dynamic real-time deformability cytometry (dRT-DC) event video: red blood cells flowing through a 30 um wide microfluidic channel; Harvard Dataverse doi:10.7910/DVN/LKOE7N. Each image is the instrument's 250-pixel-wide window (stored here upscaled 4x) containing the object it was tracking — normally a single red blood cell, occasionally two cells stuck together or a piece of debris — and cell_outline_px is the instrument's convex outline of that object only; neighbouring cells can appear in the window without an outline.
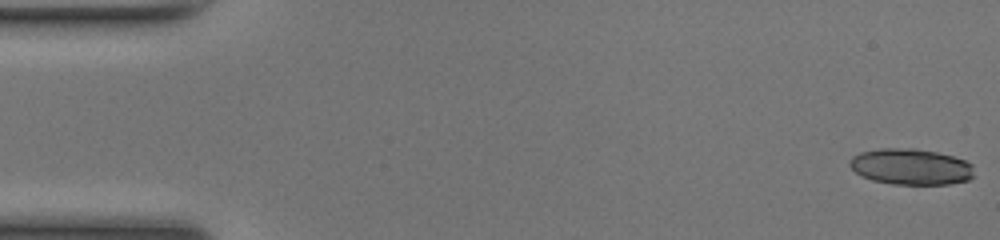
{"species": "common noctule bat (a hibernating species)", "species_latin": "Nyctalus noctula", "temperature_condition": "room temperature", "stored_images_in_passage": 50, "segment_of_instrument_passage": [1, 2], "camera_frame_rate_fps": 3000, "um_per_image_px": 0.085, "animal": {"sex": "female", "body_mass_g": 17.0, "forearm_length_mm": 48.0}, "frame": {"image": 1, "passage_image": 1, "time_ms": 0.0, "image_size_px": [1000, 240], "cell_outline_px": [[976, 176], [968, 180], [948, 184], [892, 184], [872, 180], [856, 172], [848, 164], [848, 160], [852, 156], [860, 152], [880, 148], [916, 148], [936, 152], [952, 156], [964, 160], [972, 164]], "centroid_in_image_um": [77.43, 14.16], "position_along_channel_um": 7.6, "area_um2": 26.3}}
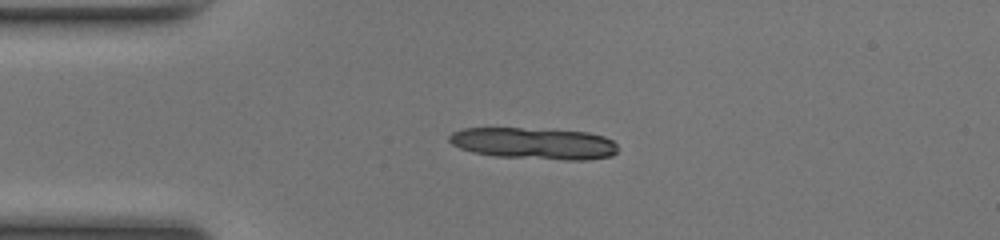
{"frame": {"image": 2, "passage_image": 12, "time_ms": 3.667, "image_size_px": [1000, 240], "cell_outline_px": [[616, 152], [612, 156], [584, 160], [564, 160], [496, 156], [472, 152], [460, 148], [452, 144], [448, 140], [448, 136], [452, 132], [464, 128], [520, 128], [588, 132], [604, 136], [612, 140], [616, 144]], "centroid_in_image_um": [45.37, 12.19], "position_along_channel_um": 39.6, "area_um2": 31.04}}